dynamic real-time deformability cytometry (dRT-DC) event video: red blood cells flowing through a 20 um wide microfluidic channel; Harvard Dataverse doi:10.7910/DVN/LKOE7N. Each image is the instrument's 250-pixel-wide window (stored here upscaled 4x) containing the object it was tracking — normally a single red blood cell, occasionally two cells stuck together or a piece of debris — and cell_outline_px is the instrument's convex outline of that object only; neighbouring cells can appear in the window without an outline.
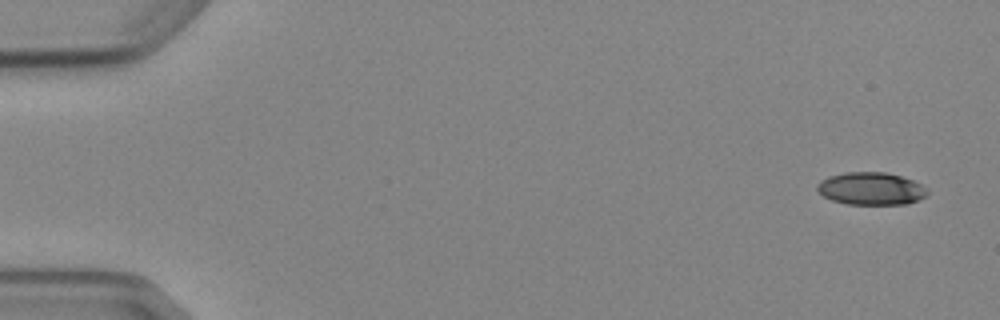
{"species": "Egyptian fruit bat (a non-hibernating species)", "species_latin": "Rousettus aegyptiacus", "temperature_condition": "cold", "stored_images_in_passage": 4, "camera_frame_rate_fps": 3000, "um_per_image_px": 0.085, "animal": {"sex": "female"}, "frame": {"image": 1, "passage_image": 1, "time_ms": 0.0, "image_size_px": [1000, 320], "cell_outline_px": [[928, 196], [920, 200], [908, 204], [848, 204], [832, 200], [824, 196], [816, 188], [816, 184], [820, 180], [828, 176], [844, 172], [884, 172], [900, 176], [912, 180], [928, 188]], "centroid_in_image_um": [74.06, 16.03], "position_along_channel_um": 10.9, "area_um2": 21.1}}
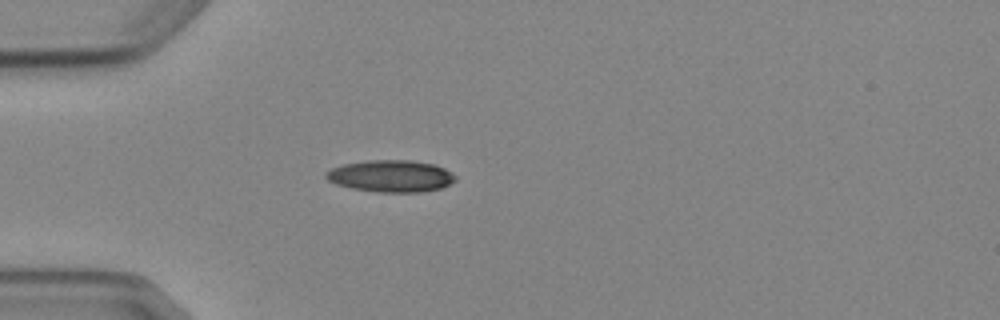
{"frame": {"image": 2, "passage_image": 4, "time_ms": 4.333, "image_size_px": [1000, 320], "cell_outline_px": [[456, 180], [440, 188], [420, 192], [376, 192], [352, 188], [336, 184], [328, 180], [324, 176], [324, 172], [332, 168], [344, 164], [368, 160], [408, 160], [432, 164], [444, 168], [452, 172], [456, 176]], "centroid_in_image_um": [33.2, 14.96], "position_along_channel_um": 51.8, "area_um2": 23.99}}